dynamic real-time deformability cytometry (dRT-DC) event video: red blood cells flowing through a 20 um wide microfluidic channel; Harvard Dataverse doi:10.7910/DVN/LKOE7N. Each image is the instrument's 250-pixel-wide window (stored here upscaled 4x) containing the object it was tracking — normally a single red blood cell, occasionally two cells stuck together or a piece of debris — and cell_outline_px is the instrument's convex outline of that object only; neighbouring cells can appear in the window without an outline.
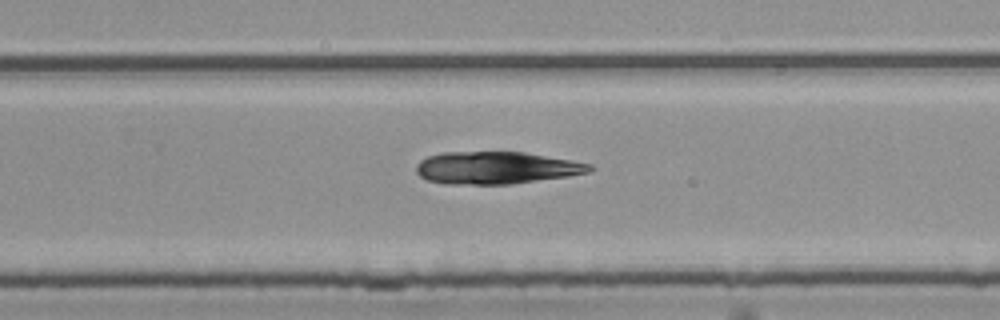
{"species": "common noctule bat (a hibernating species)", "species_latin": "Nyctalus noctula", "temperature_condition": "room temperature", "stored_images_in_passage": 52, "camera_frame_rate_fps": 3000, "um_per_image_px": 0.085, "animal": {"sex": "female", "body_mass_g": 25.1}, "frame": {"image": 1, "passage_image": 33, "time_ms": 10.667, "image_size_px": [1000, 320], "cell_outline_px": [[592, 172], [568, 176], [512, 184], [444, 184], [428, 180], [420, 176], [416, 172], [416, 164], [420, 160], [428, 156], [444, 152], [524, 152], [592, 164]], "centroid_in_image_um": [42.16, 14.27], "position_along_channel_um": 287.6, "area_um2": 32.66}}
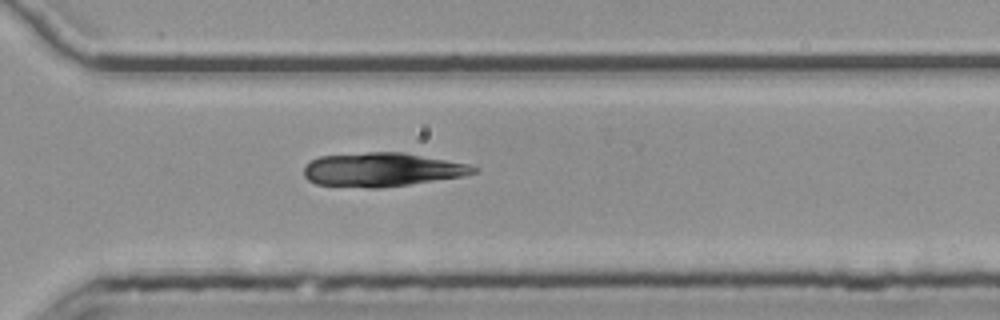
{"frame": {"image": 2, "passage_image": 37, "time_ms": 12.0, "image_size_px": [1000, 320], "cell_outline_px": [[480, 168], [476, 172], [464, 176], [380, 188], [368, 188], [316, 184], [308, 180], [304, 176], [304, 164], [308, 160], [320, 156], [368, 152], [404, 152], [468, 164]], "centroid_in_image_um": [32.43, 14.41], "position_along_channel_um": 338.2, "area_um2": 33.52}}
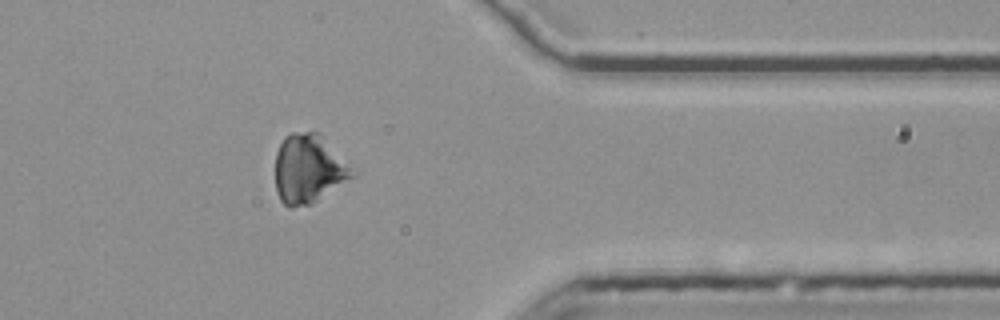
{"frame": {"image": 3, "passage_image": 42, "time_ms": 13.667, "image_size_px": [1000, 320], "cell_outline_px": [[356, 176], [312, 204], [292, 208], [288, 208], [280, 200], [276, 192], [276, 152], [284, 136], [292, 132], [320, 132], [356, 168]], "centroid_in_image_um": [26.29, 14.35], "position_along_channel_um": 385.1, "area_um2": 31.85}}